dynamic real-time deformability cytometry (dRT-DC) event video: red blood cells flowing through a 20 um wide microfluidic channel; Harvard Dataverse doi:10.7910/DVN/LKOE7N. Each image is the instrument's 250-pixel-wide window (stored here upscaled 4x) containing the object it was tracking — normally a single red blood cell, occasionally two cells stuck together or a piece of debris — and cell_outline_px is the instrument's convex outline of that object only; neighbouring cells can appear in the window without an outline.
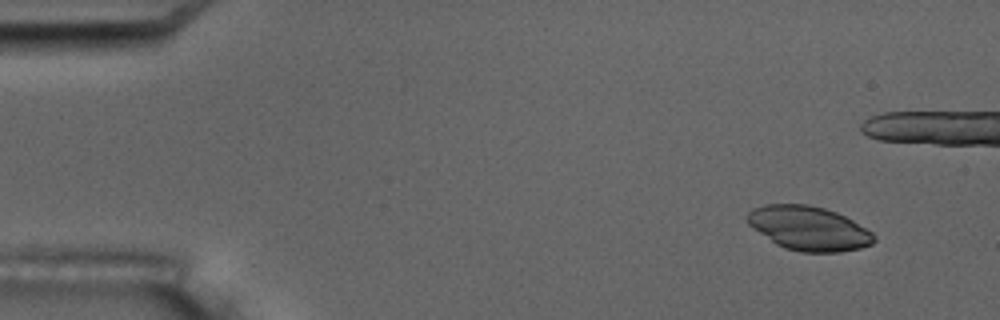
{"species": "common noctule bat (a hibernating species)", "species_latin": "Nyctalus noctula", "temperature_condition": "room temperature", "stored_images_in_passage": 9, "camera_frame_rate_fps": 3000, "um_per_image_px": 0.085, "animal": {"sex": "male", "body_mass_g": 17.5, "forearm_length_mm": 52.3}, "frame": {"image": 1, "passage_image": 2, "time_ms": 1.0, "image_size_px": [1000, 320], "cell_outline_px": [[876, 240], [872, 244], [860, 248], [840, 252], [800, 252], [784, 248], [776, 244], [752, 228], [748, 224], [744, 216], [752, 208], [764, 204], [808, 204], [824, 208], [836, 212], [852, 220], [872, 232], [876, 236]], "centroid_in_image_um": [68.71, 19.4], "position_along_channel_um": 16.3, "area_um2": 32.83}}